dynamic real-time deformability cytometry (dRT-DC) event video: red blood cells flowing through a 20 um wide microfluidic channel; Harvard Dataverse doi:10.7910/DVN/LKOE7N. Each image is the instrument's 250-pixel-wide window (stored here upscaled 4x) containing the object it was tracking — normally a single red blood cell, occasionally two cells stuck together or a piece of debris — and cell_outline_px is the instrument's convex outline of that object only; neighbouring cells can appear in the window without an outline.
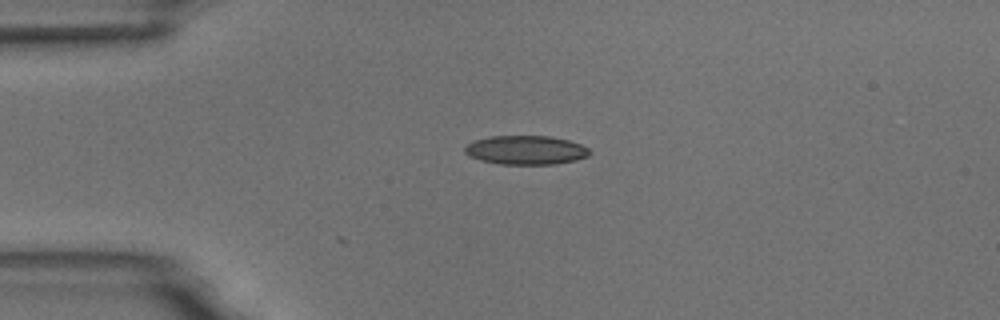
{"species": "common noctule bat (a hibernating species)", "species_latin": "Nyctalus noctula", "temperature_condition": "room temperature", "stored_images_in_passage": 42, "camera_frame_rate_fps": 3000, "um_per_image_px": 0.085, "animal": {"sex": "male", "body_mass_g": 18.8}, "frame": {"image": 1, "passage_image": 1, "time_ms": 0.0, "image_size_px": [1000, 320], "cell_outline_px": [[592, 152], [588, 156], [576, 160], [556, 164], [500, 164], [480, 160], [464, 152], [464, 148], [468, 144], [476, 140], [492, 136], [552, 136], [568, 140], [580, 144], [588, 148]], "centroid_in_image_um": [44.74, 12.76], "position_along_channel_um": 40.3, "area_um2": 20.98}}
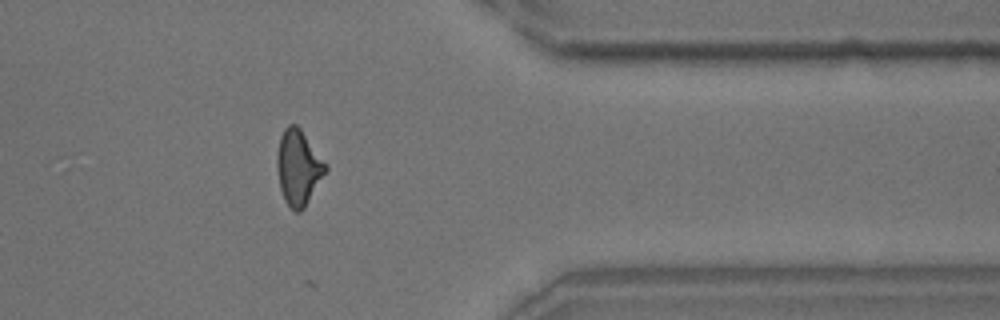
{"frame": {"image": 2, "passage_image": 32, "time_ms": 10.333, "image_size_px": [1000, 320], "cell_outline_px": [[328, 168], [304, 208], [300, 212], [296, 212], [284, 200], [280, 188], [276, 168], [276, 156], [280, 136], [284, 128], [288, 124], [296, 124], [300, 128], [328, 164]], "centroid_in_image_um": [25.35, 14.21], "position_along_channel_um": 386.0, "area_um2": 21.39}}
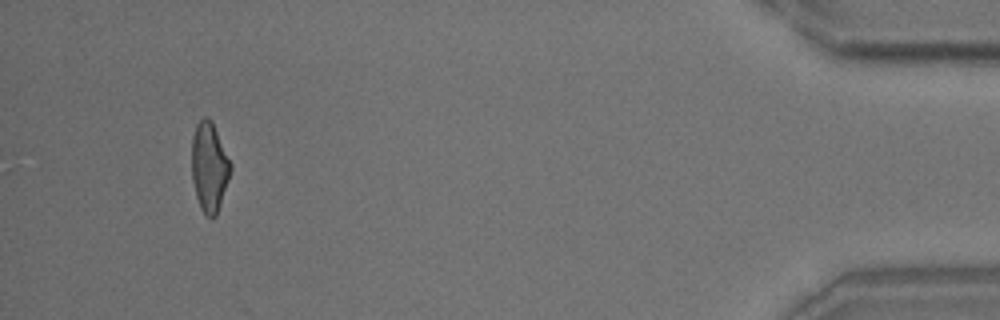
{"frame": {"image": 3, "passage_image": 39, "time_ms": 12.667, "image_size_px": [1000, 320], "cell_outline_px": [[232, 168], [216, 216], [212, 220], [200, 208], [196, 196], [192, 180], [192, 136], [196, 124], [204, 116], [208, 116], [212, 120], [232, 164]], "centroid_in_image_um": [17.79, 14.16], "position_along_channel_um": 417.4, "area_um2": 20.35}}